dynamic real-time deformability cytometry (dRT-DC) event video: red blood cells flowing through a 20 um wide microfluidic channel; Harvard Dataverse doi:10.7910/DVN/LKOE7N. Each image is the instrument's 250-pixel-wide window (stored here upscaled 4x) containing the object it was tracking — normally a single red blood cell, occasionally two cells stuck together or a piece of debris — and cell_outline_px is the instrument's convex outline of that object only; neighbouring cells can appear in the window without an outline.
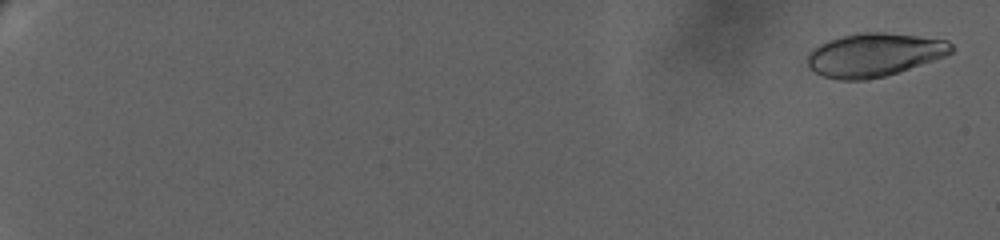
{"species": "human", "species_latin": "Homo sapiens", "temperature_condition": "warm", "stored_images_in_passage": 3, "camera_frame_rate_fps": 3000, "um_per_image_px": 0.085, "donor": {"sex": "female"}, "frame": {"image": 1, "passage_image": 2, "time_ms": 0.333, "image_size_px": [1000, 240], "cell_outline_px": [[956, 48], [952, 52], [944, 56], [884, 76], [864, 80], [840, 80], [824, 76], [808, 68], [808, 52], [812, 48], [828, 40], [856, 32], [884, 32], [948, 40]], "centroid_in_image_um": [74.28, 4.65], "position_along_channel_um": 10.7, "area_um2": 36.18}}